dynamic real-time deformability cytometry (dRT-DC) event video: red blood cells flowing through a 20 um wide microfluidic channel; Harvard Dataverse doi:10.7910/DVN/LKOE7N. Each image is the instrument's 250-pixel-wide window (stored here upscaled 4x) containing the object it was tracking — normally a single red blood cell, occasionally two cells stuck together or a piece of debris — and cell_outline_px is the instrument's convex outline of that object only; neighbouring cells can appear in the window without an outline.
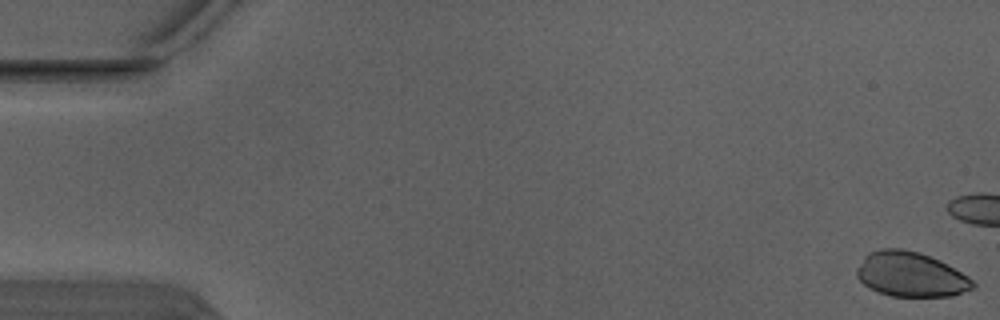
{"species": "Egyptian fruit bat (a non-hibernating species)", "species_latin": "Rousettus aegyptiacus", "temperature_condition": "warm", "stored_images_in_passage": 5, "camera_frame_rate_fps": 3000, "um_per_image_px": 0.085, "animal": {"sex": "male"}, "frame": {"image": 1, "passage_image": 1, "time_ms": 0.0, "image_size_px": [1000, 320], "cell_outline_px": [[976, 284], [972, 288], [952, 296], [892, 296], [880, 292], [864, 284], [856, 276], [856, 268], [864, 256], [868, 252], [880, 248], [900, 248], [920, 252], [940, 260], [968, 276]], "centroid_in_image_um": [77.39, 23.3], "position_along_channel_um": 7.6, "area_um2": 30.23}}
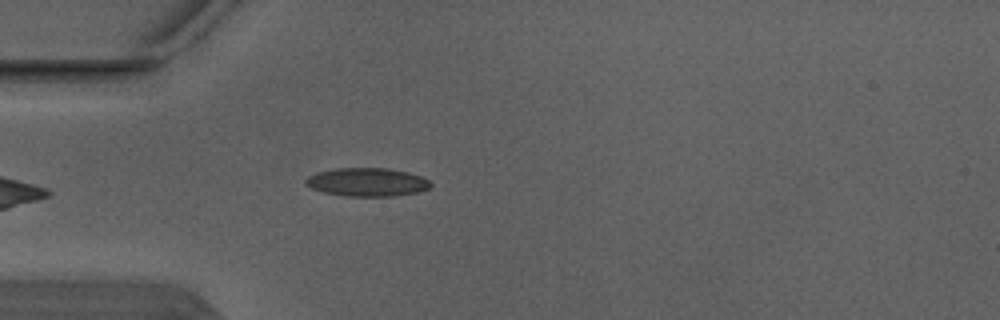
{"frame": {"image": 2, "passage_image": 5, "time_ms": 1.333, "image_size_px": [1000, 320], "cell_outline_px": [[432, 184], [428, 188], [420, 192], [392, 196], [344, 196], [324, 192], [312, 188], [304, 184], [304, 180], [308, 176], [316, 172], [332, 168], [388, 168], [408, 172], [420, 176], [428, 180]], "centroid_in_image_um": [31.17, 15.47], "position_along_channel_um": 53.8, "area_um2": 20.81}}